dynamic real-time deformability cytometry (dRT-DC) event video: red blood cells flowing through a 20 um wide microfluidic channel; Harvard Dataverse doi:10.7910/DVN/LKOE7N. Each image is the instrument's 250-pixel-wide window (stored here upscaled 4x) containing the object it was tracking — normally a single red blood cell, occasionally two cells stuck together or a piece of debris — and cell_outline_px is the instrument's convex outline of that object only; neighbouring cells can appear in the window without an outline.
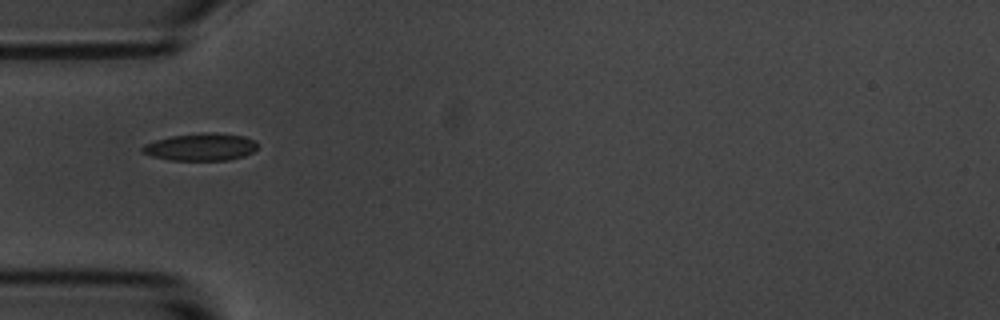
{"species": "common noctule bat (a hibernating species)", "species_latin": "Nyctalus noctula", "temperature_condition": "room temperature", "stored_images_in_passage": 10, "camera_frame_rate_fps": 3000, "um_per_image_px": 0.085, "animal": {"sex": "male", "body_mass_g": 20.1, "forearm_length_mm": 53.5}, "frame": {"image": 1, "passage_image": 5, "time_ms": 4.667, "image_size_px": [1000, 320], "cell_outline_px": [[256, 148], [252, 152], [244, 156], [228, 160], [168, 160], [152, 156], [140, 152], [140, 148], [144, 144], [156, 140], [172, 136], [200, 132], [212, 132], [244, 136], [256, 140]], "centroid_in_image_um": [17.04, 12.49], "position_along_channel_um": 68.0, "area_um2": 18.5}}
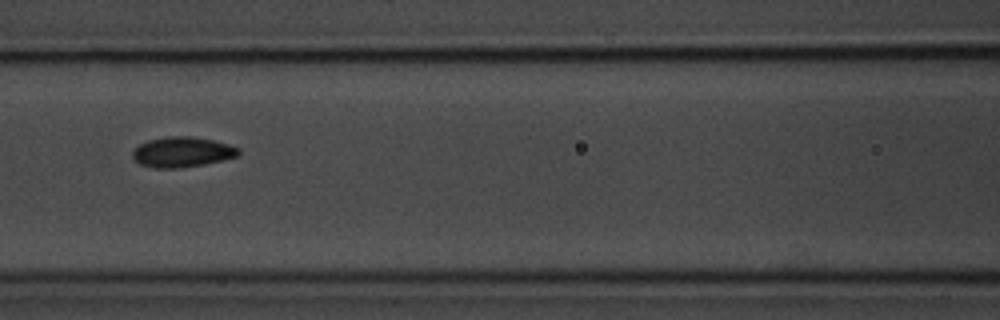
{"frame": {"image": 2, "passage_image": 7, "time_ms": 7.0, "image_size_px": [1000, 320], "cell_outline_px": [[240, 152], [236, 156], [224, 160], [204, 164], [180, 168], [156, 168], [140, 164], [132, 156], [132, 152], [140, 144], [148, 140], [168, 136], [188, 136], [212, 140], [228, 144], [240, 148]], "centroid_in_image_um": [15.49, 12.92], "position_along_channel_um": 151.1, "area_um2": 18.55}}